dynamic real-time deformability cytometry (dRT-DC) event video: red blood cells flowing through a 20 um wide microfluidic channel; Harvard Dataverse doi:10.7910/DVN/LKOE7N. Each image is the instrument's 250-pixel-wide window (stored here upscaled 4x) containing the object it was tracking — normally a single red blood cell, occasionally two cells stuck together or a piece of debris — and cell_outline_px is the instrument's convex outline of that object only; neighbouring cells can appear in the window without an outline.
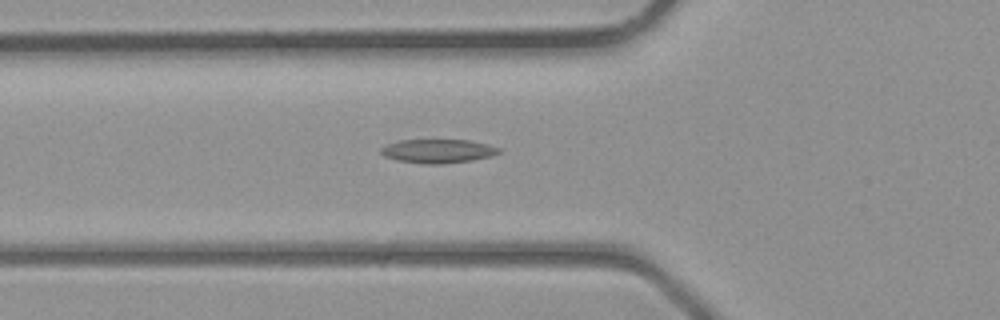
{"species": "common noctule bat (a hibernating species)", "species_latin": "Nyctalus noctula", "temperature_condition": "room temperature", "stored_images_in_passage": 26, "camera_frame_rate_fps": 3000, "um_per_image_px": 0.085, "animal": {"sex": "male", "body_mass_g": 23.1, "forearm_length_mm": 52.7}, "frame": {"image": 1, "passage_image": 2, "time_ms": 0.333, "image_size_px": [1000, 320], "cell_outline_px": [[500, 152], [492, 156], [472, 160], [440, 164], [424, 164], [396, 160], [384, 156], [380, 152], [380, 148], [388, 144], [400, 140], [468, 140], [488, 144], [500, 148]], "centroid_in_image_um": [37.22, 12.84], "position_along_channel_um": 88.6, "area_um2": 16.36}}
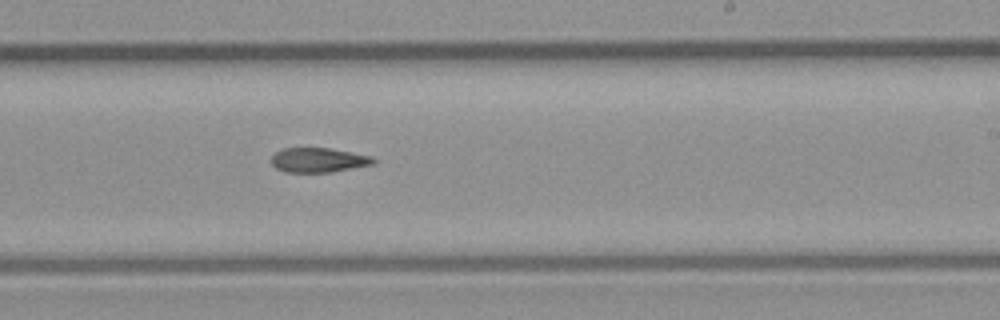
{"frame": {"image": 2, "passage_image": 12, "time_ms": 3.667, "image_size_px": [1000, 320], "cell_outline_px": [[376, 164], [332, 172], [284, 172], [276, 168], [268, 160], [276, 152], [284, 148], [328, 148], [372, 156], [376, 160]], "centroid_in_image_um": [27.06, 13.61], "position_along_channel_um": 261.9, "area_um2": 14.74}}
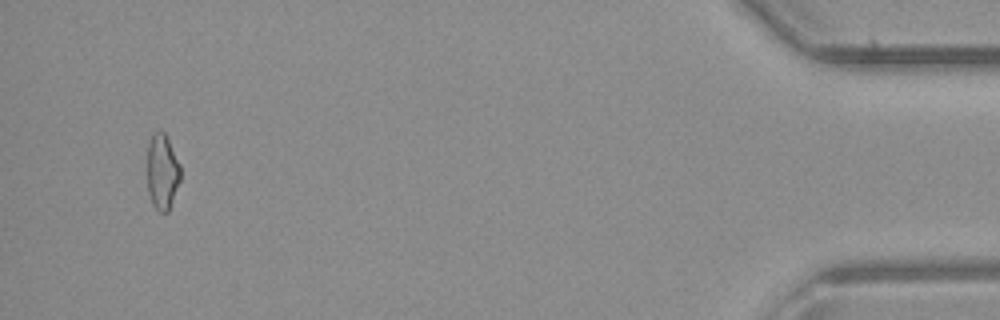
{"frame": {"image": 3, "passage_image": 26, "time_ms": 8.333, "image_size_px": [1000, 320], "cell_outline_px": [[180, 180], [168, 212], [160, 212], [152, 204], [148, 192], [148, 144], [152, 132], [164, 132], [180, 164]], "centroid_in_image_um": [13.79, 14.61], "position_along_channel_um": 421.4, "area_um2": 14.45}}